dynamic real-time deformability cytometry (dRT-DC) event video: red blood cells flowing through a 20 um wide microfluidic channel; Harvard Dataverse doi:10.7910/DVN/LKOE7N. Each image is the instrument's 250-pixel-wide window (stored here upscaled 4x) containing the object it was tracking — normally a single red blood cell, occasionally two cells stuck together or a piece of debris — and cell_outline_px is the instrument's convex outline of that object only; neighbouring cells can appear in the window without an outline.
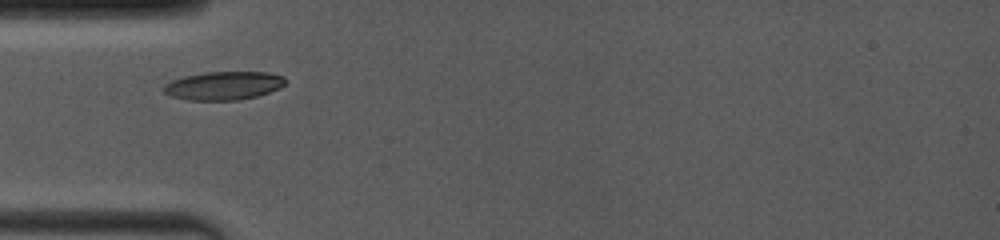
{"species": "common noctule bat (a hibernating species)", "species_latin": "Nyctalus noctula", "temperature_condition": "room temperature", "stored_images_in_passage": 3, "camera_frame_rate_fps": 4000, "um_per_image_px": 0.085, "animal": {"sex": "female", "body_mass_g": 19.0, "forearm_length_mm": 53.3}, "frame": {"image": 1, "passage_image": 1, "time_ms": 0.0, "image_size_px": [1000, 240], "cell_outline_px": [[284, 84], [280, 88], [256, 96], [240, 100], [188, 100], [172, 96], [164, 92], [164, 84], [172, 80], [184, 76], [204, 72], [268, 72], [284, 76]], "centroid_in_image_um": [19.0, 7.27], "position_along_channel_um": 66.0, "area_um2": 20.06}}